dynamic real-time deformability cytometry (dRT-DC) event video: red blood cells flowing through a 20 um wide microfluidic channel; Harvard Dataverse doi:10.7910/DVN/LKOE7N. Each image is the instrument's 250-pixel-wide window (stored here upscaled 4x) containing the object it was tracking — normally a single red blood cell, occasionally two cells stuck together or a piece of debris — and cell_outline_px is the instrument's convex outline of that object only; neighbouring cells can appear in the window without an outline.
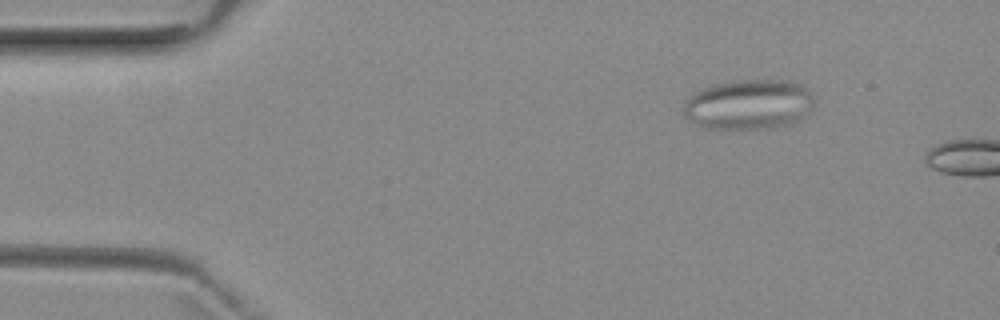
{"species": "common noctule bat (a hibernating species)", "species_latin": "Nyctalus noctula", "temperature_condition": "room temperature", "stored_images_in_passage": 3, "camera_frame_rate_fps": 3000, "um_per_image_px": 0.085, "animal": {"sex": "female", "body_mass_g": 29.2, "forearm_length_mm": 56.3}, "frame": {"image": 1, "passage_image": 2, "time_ms": 1.333, "image_size_px": [1000, 320], "cell_outline_px": [[812, 108], [792, 124], [764, 128], [708, 128], [688, 120], [684, 116], [684, 104], [688, 96], [700, 88], [712, 84], [736, 80], [788, 80], [800, 84], [808, 88], [812, 92]], "centroid_in_image_um": [63.62, 8.85], "position_along_channel_um": 21.4, "area_um2": 38.09}}